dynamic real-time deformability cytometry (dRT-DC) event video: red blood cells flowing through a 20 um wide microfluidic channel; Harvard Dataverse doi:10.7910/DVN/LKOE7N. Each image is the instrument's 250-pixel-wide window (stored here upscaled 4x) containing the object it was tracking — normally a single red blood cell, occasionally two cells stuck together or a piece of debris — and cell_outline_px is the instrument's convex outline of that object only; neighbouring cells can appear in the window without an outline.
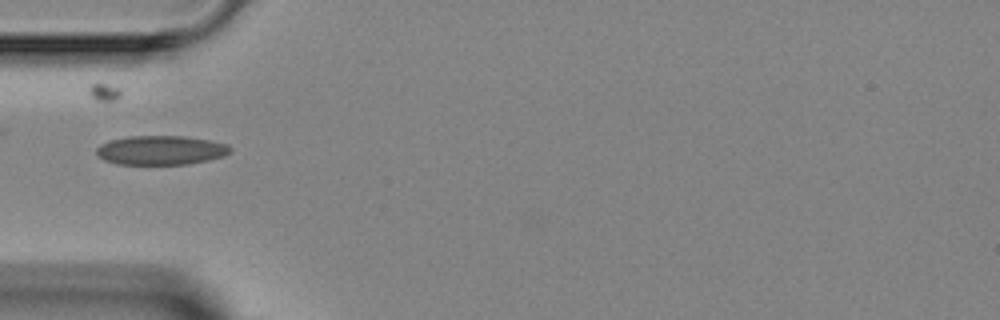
{"species": "Egyptian fruit bat (a non-hibernating species)", "species_latin": "Rousettus aegyptiacus", "temperature_condition": "room temperature", "stored_images_in_passage": 3, "camera_frame_rate_fps": 3000, "um_per_image_px": 0.085, "animal": {"sex": "female"}, "frame": {"image": 1, "passage_image": 1, "time_ms": 0.0, "image_size_px": [1000, 320], "cell_outline_px": [[232, 152], [224, 156], [208, 160], [188, 164], [116, 164], [104, 160], [96, 152], [96, 148], [100, 144], [108, 140], [128, 136], [184, 136], [208, 140], [228, 144], [232, 148]], "centroid_in_image_um": [13.68, 12.76], "position_along_channel_um": 71.3, "area_um2": 22.89}}